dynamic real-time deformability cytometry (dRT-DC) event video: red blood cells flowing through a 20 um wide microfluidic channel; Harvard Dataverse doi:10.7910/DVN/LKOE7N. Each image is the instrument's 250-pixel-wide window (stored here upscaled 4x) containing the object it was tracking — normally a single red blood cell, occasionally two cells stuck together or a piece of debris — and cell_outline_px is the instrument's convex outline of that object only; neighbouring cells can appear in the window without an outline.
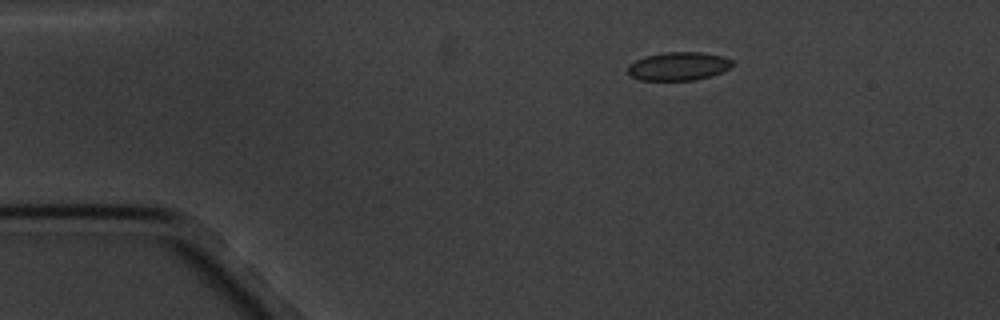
{"species": "common noctule bat (a hibernating species)", "species_latin": "Nyctalus noctula", "temperature_condition": "cold", "stored_images_in_passage": 5, "camera_frame_rate_fps": 3000, "um_per_image_px": 0.085, "animal": {"sex": "male", "body_mass_g": 20.1, "forearm_length_mm": 53.5}, "frame": {"image": 1, "passage_image": 3, "time_ms": 2.333, "image_size_px": [1000, 320], "cell_outline_px": [[736, 64], [720, 72], [708, 76], [692, 80], [640, 80], [628, 76], [628, 64], [644, 56], [664, 52], [704, 52], [724, 56], [732, 60]], "centroid_in_image_um": [57.64, 5.62], "position_along_channel_um": 27.4, "area_um2": 17.4}}